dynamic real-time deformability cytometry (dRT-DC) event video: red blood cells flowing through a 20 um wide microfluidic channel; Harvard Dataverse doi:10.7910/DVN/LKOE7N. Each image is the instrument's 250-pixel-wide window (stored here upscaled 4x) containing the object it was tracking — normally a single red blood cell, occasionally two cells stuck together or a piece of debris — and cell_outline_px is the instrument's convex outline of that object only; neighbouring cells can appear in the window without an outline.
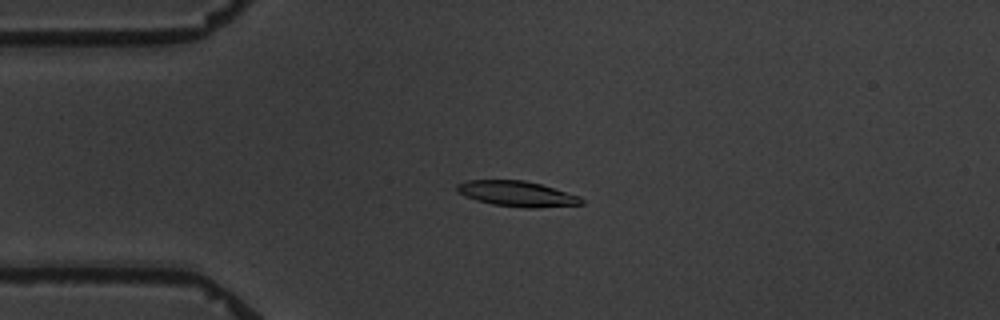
{"species": "common noctule bat (a hibernating species)", "species_latin": "Nyctalus noctula", "temperature_condition": "warm", "stored_images_in_passage": 3, "camera_frame_rate_fps": 3000, "um_per_image_px": 0.085, "animal": {"sex": "male", "body_mass_g": 19.5, "forearm_length_mm": 54.6}, "frame": {"image": 1, "passage_image": 2, "time_ms": 1.333, "image_size_px": [1000, 320], "cell_outline_px": [[584, 204], [536, 208], [524, 208], [492, 204], [476, 200], [464, 196], [456, 192], [456, 184], [468, 180], [524, 180], [540, 184], [580, 196], [584, 200]], "centroid_in_image_um": [43.93, 16.47], "position_along_channel_um": 41.1, "area_um2": 18.55}}